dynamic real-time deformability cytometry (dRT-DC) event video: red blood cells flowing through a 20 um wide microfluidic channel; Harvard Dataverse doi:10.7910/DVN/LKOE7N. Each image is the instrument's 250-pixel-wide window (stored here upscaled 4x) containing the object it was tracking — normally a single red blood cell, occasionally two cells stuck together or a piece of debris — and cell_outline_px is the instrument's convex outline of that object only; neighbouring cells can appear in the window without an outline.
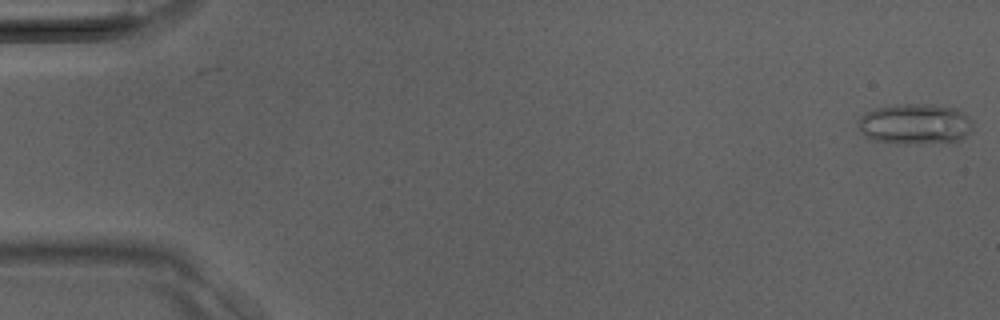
{"species": "Egyptian fruit bat (a non-hibernating species)", "species_latin": "Rousettus aegyptiacus", "temperature_condition": "room temperature", "stored_images_in_passage": 38, "camera_frame_rate_fps": 3000, "um_per_image_px": 0.085, "animal": {"sex": "male"}, "frame": {"image": 1, "passage_image": 1, "time_ms": 0.0, "image_size_px": [1000, 320], "cell_outline_px": [[972, 132], [968, 136], [960, 140], [920, 144], [896, 144], [872, 140], [864, 136], [860, 132], [860, 116], [864, 112], [872, 108], [896, 104], [932, 104], [956, 108], [964, 112], [972, 120]], "centroid_in_image_um": [77.79, 10.54], "position_along_channel_um": 7.2, "area_um2": 27.8}}
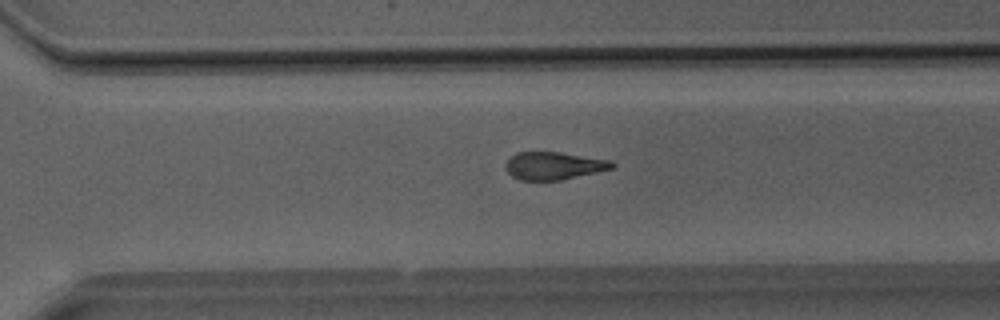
{"frame": {"image": 2, "passage_image": 28, "time_ms": 9.0, "image_size_px": [1000, 320], "cell_outline_px": [[616, 164], [612, 168], [596, 172], [560, 180], [520, 180], [512, 176], [504, 168], [504, 164], [516, 152], [560, 152], [612, 160]], "centroid_in_image_um": [47.06, 14.08], "position_along_channel_um": 323.5, "area_um2": 17.17}}
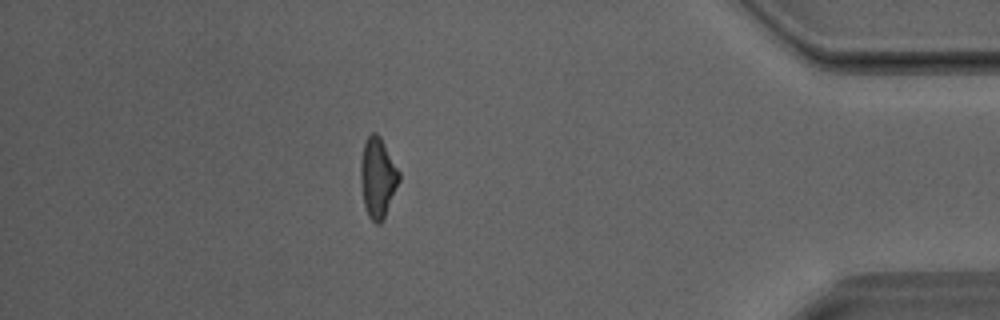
{"frame": {"image": 3, "passage_image": 35, "time_ms": 11.333, "image_size_px": [1000, 320], "cell_outline_px": [[400, 180], [384, 220], [380, 224], [376, 224], [368, 216], [364, 204], [360, 180], [360, 160], [364, 140], [372, 132], [376, 132], [380, 136], [400, 172]], "centroid_in_image_um": [32.1, 15.1], "position_along_channel_um": 403.1, "area_um2": 18.21}}